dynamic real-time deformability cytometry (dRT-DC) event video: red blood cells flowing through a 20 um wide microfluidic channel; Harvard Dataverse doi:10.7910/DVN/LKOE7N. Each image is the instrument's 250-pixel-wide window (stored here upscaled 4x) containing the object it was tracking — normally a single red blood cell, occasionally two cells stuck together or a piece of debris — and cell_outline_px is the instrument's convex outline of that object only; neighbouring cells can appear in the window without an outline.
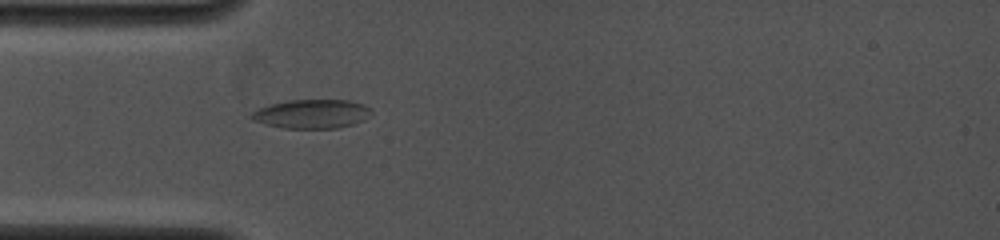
{"species": "common noctule bat (a hibernating species)", "species_latin": "Nyctalus noctula", "temperature_condition": "cold", "stored_images_in_passage": 2, "camera_frame_rate_fps": 4000, "um_per_image_px": 0.085, "animal": {"sex": "female", "body_mass_g": 19.0, "forearm_length_mm": 53.3}, "frame": {"image": 1, "passage_image": 2, "time_ms": 1.25, "image_size_px": [1000, 240], "cell_outline_px": [[372, 112], [364, 120], [340, 128], [284, 128], [252, 120], [248, 116], [252, 112], [260, 108], [272, 104], [288, 100], [348, 100], [364, 104], [372, 108]], "centroid_in_image_um": [26.53, 9.68], "position_along_channel_um": 58.5, "area_um2": 20.17}}